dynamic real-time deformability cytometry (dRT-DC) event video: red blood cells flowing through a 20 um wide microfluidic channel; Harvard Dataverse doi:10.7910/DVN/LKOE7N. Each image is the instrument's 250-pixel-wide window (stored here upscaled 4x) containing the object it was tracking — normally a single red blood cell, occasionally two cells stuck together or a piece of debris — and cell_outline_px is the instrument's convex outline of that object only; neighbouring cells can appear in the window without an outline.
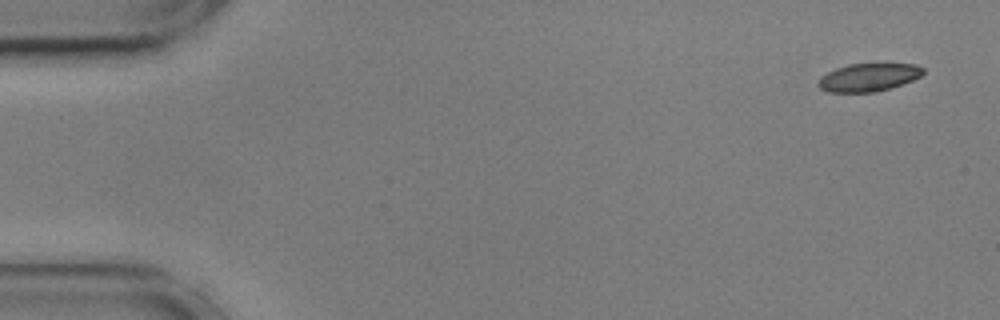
{"species": "common noctule bat (a hibernating species)", "species_latin": "Nyctalus noctula", "temperature_condition": "cold", "stored_images_in_passage": 54, "camera_frame_rate_fps": 3000, "um_per_image_px": 0.085, "animal": {"sex": "male", "body_mass_g": 17.9, "forearm_length_mm": 54.2}, "frame": {"image": 1, "passage_image": 1, "time_ms": 0.0, "image_size_px": [1000, 320], "cell_outline_px": [[924, 72], [920, 76], [912, 80], [892, 88], [876, 92], [828, 92], [820, 88], [816, 84], [820, 76], [836, 68], [848, 64], [916, 64], [924, 68]], "centroid_in_image_um": [73.81, 6.58], "position_along_channel_um": 11.2, "area_um2": 17.17}}
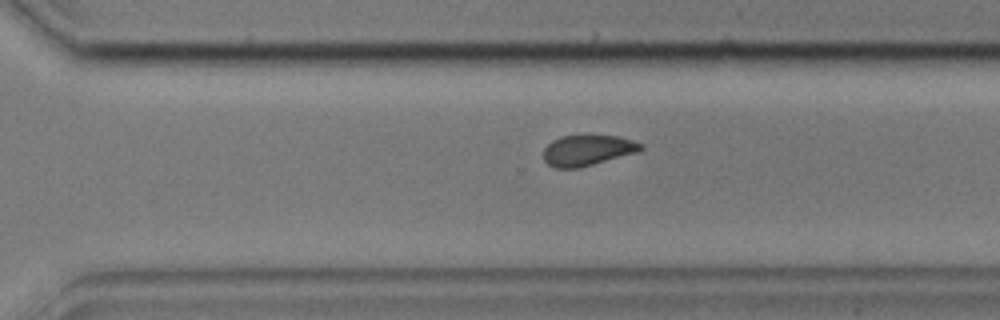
{"frame": {"image": 2, "passage_image": 37, "time_ms": 12.0, "image_size_px": [1000, 320], "cell_outline_px": [[644, 148], [640, 152], [580, 168], [556, 168], [548, 164], [544, 160], [544, 148], [552, 140], [560, 136], [584, 132], [616, 136], [632, 140], [640, 144]], "centroid_in_image_um": [49.94, 12.73], "position_along_channel_um": 320.7, "area_um2": 18.21}}
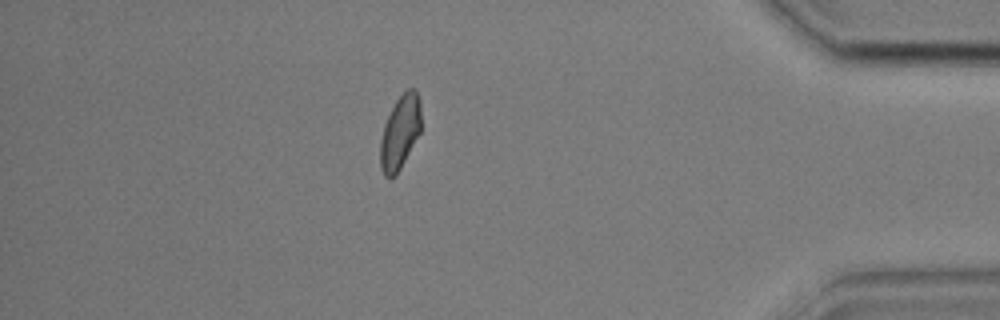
{"frame": {"image": 3, "passage_image": 47, "time_ms": 15.333, "image_size_px": [1000, 320], "cell_outline_px": [[420, 132], [396, 176], [384, 176], [380, 168], [380, 140], [384, 124], [396, 100], [408, 88], [412, 88], [416, 92], [420, 100]], "centroid_in_image_um": [33.99, 11.26], "position_along_channel_um": 401.2, "area_um2": 17.34}, "authors_computed_cell_mechanics": {"area_um2": 18.2937, "velocity_mm_per_s": 3.5741, "shape_relaxation_time_tau1_ms": null, "shape_relaxation_time_tau2_ms": 2.708, "deformation_change_tau1": null, "deformation_change_tau2": 0.0638}}